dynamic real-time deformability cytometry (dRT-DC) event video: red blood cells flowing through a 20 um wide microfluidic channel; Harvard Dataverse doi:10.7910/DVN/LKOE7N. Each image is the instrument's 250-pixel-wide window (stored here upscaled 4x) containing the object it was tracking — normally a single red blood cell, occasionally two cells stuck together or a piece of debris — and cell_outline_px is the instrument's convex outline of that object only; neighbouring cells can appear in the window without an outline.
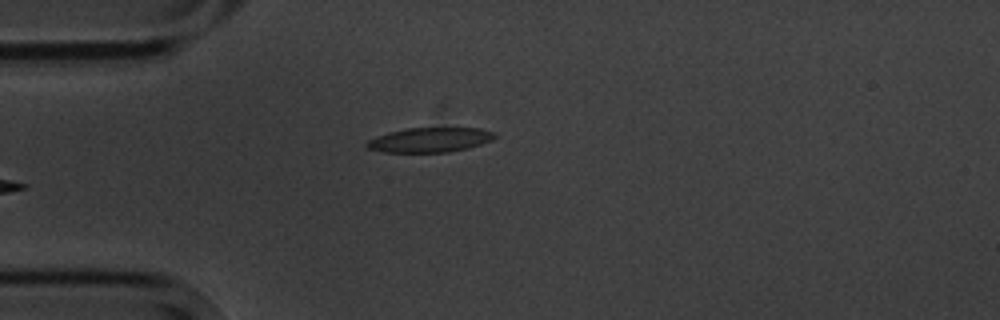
{"species": "common noctule bat (a hibernating species)", "species_latin": "Nyctalus noctula", "temperature_condition": "cold", "stored_images_in_passage": 4, "camera_frame_rate_fps": 3000, "um_per_image_px": 0.085, "animal": {"sex": "male", "body_mass_g": 20.1, "forearm_length_mm": 53.5}, "frame": {"image": 1, "passage_image": 4, "time_ms": 3.667, "image_size_px": [1000, 320], "cell_outline_px": [[496, 136], [492, 140], [468, 148], [448, 152], [384, 152], [368, 148], [364, 144], [368, 140], [376, 136], [388, 132], [408, 128], [480, 128], [496, 132]], "centroid_in_image_um": [36.54, 11.88], "position_along_channel_um": 48.5, "area_um2": 18.38}}